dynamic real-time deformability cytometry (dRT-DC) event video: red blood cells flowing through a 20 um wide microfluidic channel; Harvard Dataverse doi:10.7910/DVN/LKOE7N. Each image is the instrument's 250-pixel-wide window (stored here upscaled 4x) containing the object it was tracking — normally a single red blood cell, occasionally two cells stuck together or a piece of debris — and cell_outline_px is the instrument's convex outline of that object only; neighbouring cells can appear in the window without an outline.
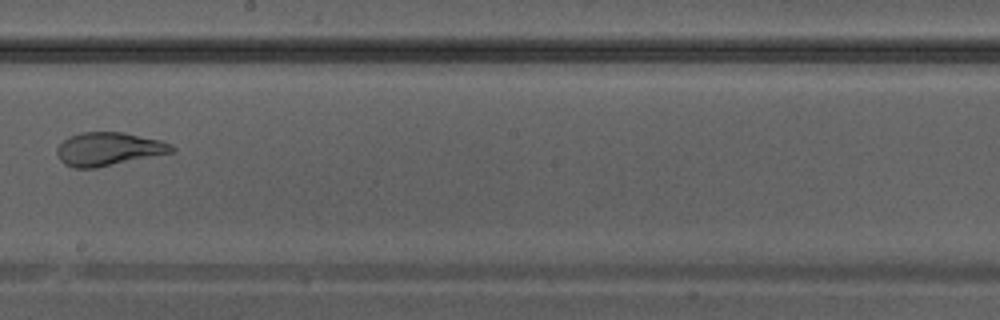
{"species": "Egyptian fruit bat (a non-hibernating species)", "species_latin": "Rousettus aegyptiacus", "temperature_condition": "warm", "stored_images_in_passage": 25, "camera_frame_rate_fps": 3000, "um_per_image_px": 0.085, "animal": {"sex": "male"}, "frame": {"image": 1, "passage_image": 11, "time_ms": 3.333, "image_size_px": [1000, 320], "cell_outline_px": [[176, 148], [172, 152], [96, 168], [76, 168], [64, 164], [60, 160], [56, 152], [56, 148], [68, 136], [80, 132], [124, 132], [160, 140]], "centroid_in_image_um": [9.18, 12.66], "position_along_channel_um": 239.0, "area_um2": 22.14}}